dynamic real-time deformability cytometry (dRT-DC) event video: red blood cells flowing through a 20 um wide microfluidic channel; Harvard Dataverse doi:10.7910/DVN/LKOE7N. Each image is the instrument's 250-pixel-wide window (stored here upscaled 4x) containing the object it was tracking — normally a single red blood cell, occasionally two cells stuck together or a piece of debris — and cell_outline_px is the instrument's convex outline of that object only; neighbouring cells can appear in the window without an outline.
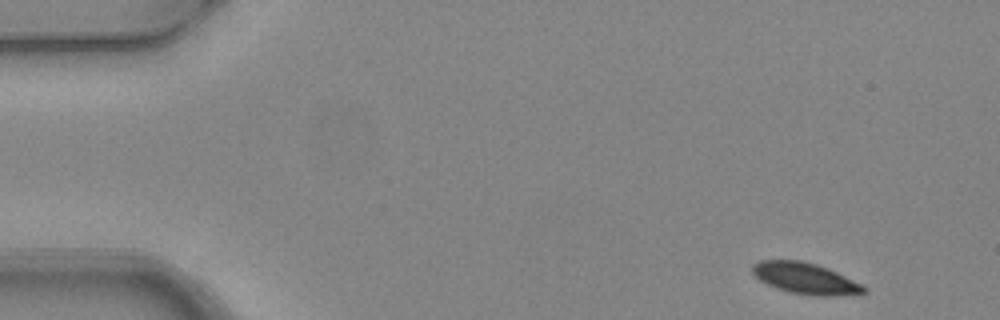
{"species": "common noctule bat (a hibernating species)", "species_latin": "Nyctalus noctula", "temperature_condition": "warm", "stored_images_in_passage": 4, "camera_frame_rate_fps": 3000, "um_per_image_px": 0.085, "animal": {"sex": "female", "body_mass_g": 24.6, "forearm_length_mm": 56.2}, "frame": {"image": 1, "passage_image": 1, "time_ms": 0.0, "image_size_px": [1000, 320], "cell_outline_px": [[868, 292], [836, 296], [816, 296], [788, 292], [776, 288], [760, 280], [752, 272], [752, 264], [760, 260], [800, 260], [816, 264], [828, 268], [868, 288]], "centroid_in_image_um": [68.44, 23.66], "position_along_channel_um": 16.6, "area_um2": 20.17}}
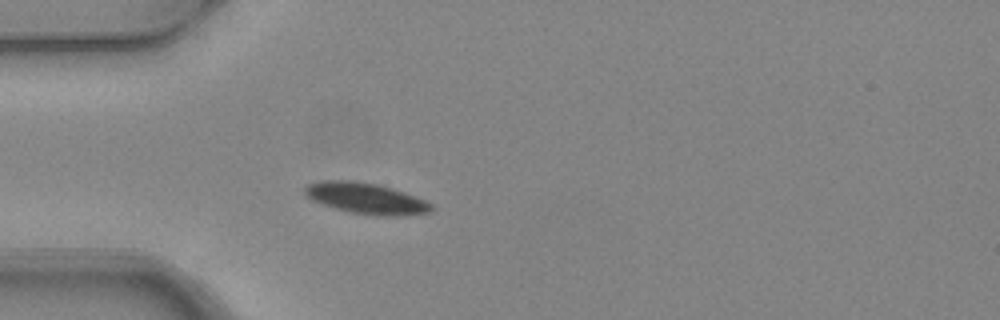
{"frame": {"image": 2, "passage_image": 4, "time_ms": 1.0, "image_size_px": [1000, 320], "cell_outline_px": [[436, 208], [432, 212], [404, 216], [384, 216], [348, 212], [312, 200], [304, 192], [304, 188], [308, 184], [320, 180], [352, 180], [376, 184], [392, 188], [404, 192], [424, 200], [432, 204]], "centroid_in_image_um": [31.15, 16.86], "position_along_channel_um": 53.8, "area_um2": 22.89}}